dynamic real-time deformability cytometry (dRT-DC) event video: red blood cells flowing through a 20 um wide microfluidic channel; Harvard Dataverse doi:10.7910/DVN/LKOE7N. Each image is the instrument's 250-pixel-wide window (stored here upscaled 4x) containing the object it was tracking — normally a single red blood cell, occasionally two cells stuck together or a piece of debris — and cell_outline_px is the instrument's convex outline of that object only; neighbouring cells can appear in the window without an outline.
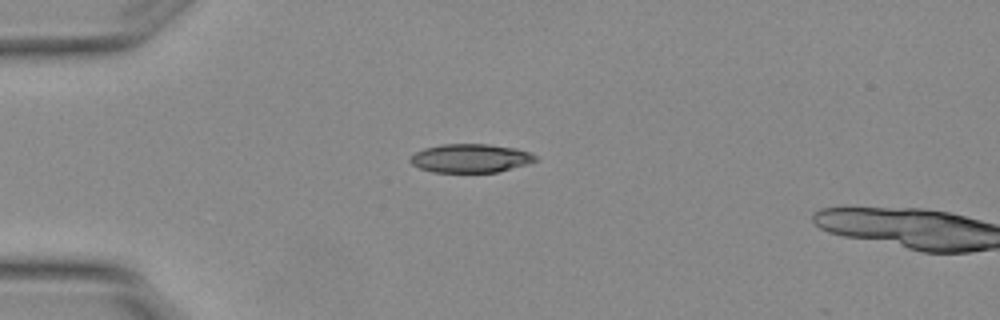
{"species": "Egyptian fruit bat (a non-hibernating species)", "species_latin": "Rousettus aegyptiacus", "temperature_condition": "warm", "stored_images_in_passage": 2, "camera_frame_rate_fps": 3000, "um_per_image_px": 0.085, "animal": {"sex": "female"}, "frame": {"image": 1, "passage_image": 1, "time_ms": 0.0, "image_size_px": [1000, 320], "cell_outline_px": [[540, 160], [528, 164], [496, 172], [432, 172], [420, 168], [412, 164], [408, 160], [416, 152], [424, 148], [440, 144], [488, 144], [516, 148], [532, 152]], "centroid_in_image_um": [40.03, 13.44], "position_along_channel_um": 45.0, "area_um2": 21.04}}